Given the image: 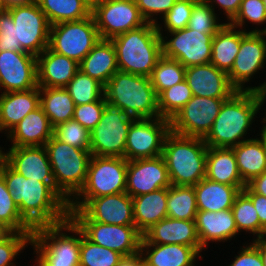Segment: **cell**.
Masks as SVG:
<instances>
[{
    "instance_id": "cell-52",
    "label": "cell",
    "mask_w": 266,
    "mask_h": 266,
    "mask_svg": "<svg viewBox=\"0 0 266 266\" xmlns=\"http://www.w3.org/2000/svg\"><path fill=\"white\" fill-rule=\"evenodd\" d=\"M237 254L228 266H264L259 250L251 242L240 246Z\"/></svg>"
},
{
    "instance_id": "cell-26",
    "label": "cell",
    "mask_w": 266,
    "mask_h": 266,
    "mask_svg": "<svg viewBox=\"0 0 266 266\" xmlns=\"http://www.w3.org/2000/svg\"><path fill=\"white\" fill-rule=\"evenodd\" d=\"M54 128L41 106L29 112L7 135L11 145L45 146L53 136Z\"/></svg>"
},
{
    "instance_id": "cell-29",
    "label": "cell",
    "mask_w": 266,
    "mask_h": 266,
    "mask_svg": "<svg viewBox=\"0 0 266 266\" xmlns=\"http://www.w3.org/2000/svg\"><path fill=\"white\" fill-rule=\"evenodd\" d=\"M206 178L213 182L236 186L241 191L246 186L238 172L232 148L208 147Z\"/></svg>"
},
{
    "instance_id": "cell-34",
    "label": "cell",
    "mask_w": 266,
    "mask_h": 266,
    "mask_svg": "<svg viewBox=\"0 0 266 266\" xmlns=\"http://www.w3.org/2000/svg\"><path fill=\"white\" fill-rule=\"evenodd\" d=\"M241 42V29L228 22L212 39V57L210 63L228 73L234 64Z\"/></svg>"
},
{
    "instance_id": "cell-12",
    "label": "cell",
    "mask_w": 266,
    "mask_h": 266,
    "mask_svg": "<svg viewBox=\"0 0 266 266\" xmlns=\"http://www.w3.org/2000/svg\"><path fill=\"white\" fill-rule=\"evenodd\" d=\"M213 37L188 27L167 32V36H161L163 56L179 61L185 68L209 64Z\"/></svg>"
},
{
    "instance_id": "cell-14",
    "label": "cell",
    "mask_w": 266,
    "mask_h": 266,
    "mask_svg": "<svg viewBox=\"0 0 266 266\" xmlns=\"http://www.w3.org/2000/svg\"><path fill=\"white\" fill-rule=\"evenodd\" d=\"M16 26L17 43L34 56H39L49 45L50 23L38 3L14 5L7 9Z\"/></svg>"
},
{
    "instance_id": "cell-57",
    "label": "cell",
    "mask_w": 266,
    "mask_h": 266,
    "mask_svg": "<svg viewBox=\"0 0 266 266\" xmlns=\"http://www.w3.org/2000/svg\"><path fill=\"white\" fill-rule=\"evenodd\" d=\"M252 244L259 250L263 265L266 266V232L258 238H253Z\"/></svg>"
},
{
    "instance_id": "cell-17",
    "label": "cell",
    "mask_w": 266,
    "mask_h": 266,
    "mask_svg": "<svg viewBox=\"0 0 266 266\" xmlns=\"http://www.w3.org/2000/svg\"><path fill=\"white\" fill-rule=\"evenodd\" d=\"M72 221L135 225L132 197L124 193L89 199L79 210H69Z\"/></svg>"
},
{
    "instance_id": "cell-31",
    "label": "cell",
    "mask_w": 266,
    "mask_h": 266,
    "mask_svg": "<svg viewBox=\"0 0 266 266\" xmlns=\"http://www.w3.org/2000/svg\"><path fill=\"white\" fill-rule=\"evenodd\" d=\"M132 200L134 224L142 235L167 217V188L132 197Z\"/></svg>"
},
{
    "instance_id": "cell-55",
    "label": "cell",
    "mask_w": 266,
    "mask_h": 266,
    "mask_svg": "<svg viewBox=\"0 0 266 266\" xmlns=\"http://www.w3.org/2000/svg\"><path fill=\"white\" fill-rule=\"evenodd\" d=\"M255 193L266 197V171L247 184Z\"/></svg>"
},
{
    "instance_id": "cell-32",
    "label": "cell",
    "mask_w": 266,
    "mask_h": 266,
    "mask_svg": "<svg viewBox=\"0 0 266 266\" xmlns=\"http://www.w3.org/2000/svg\"><path fill=\"white\" fill-rule=\"evenodd\" d=\"M194 189L198 211L211 212L231 209L241 192L236 186L213 182L206 177L198 182Z\"/></svg>"
},
{
    "instance_id": "cell-22",
    "label": "cell",
    "mask_w": 266,
    "mask_h": 266,
    "mask_svg": "<svg viewBox=\"0 0 266 266\" xmlns=\"http://www.w3.org/2000/svg\"><path fill=\"white\" fill-rule=\"evenodd\" d=\"M141 244H180L193 247L201 256L202 250L195 220L165 217L148 229Z\"/></svg>"
},
{
    "instance_id": "cell-11",
    "label": "cell",
    "mask_w": 266,
    "mask_h": 266,
    "mask_svg": "<svg viewBox=\"0 0 266 266\" xmlns=\"http://www.w3.org/2000/svg\"><path fill=\"white\" fill-rule=\"evenodd\" d=\"M91 14L100 38L104 40H111L147 23L135 0H96Z\"/></svg>"
},
{
    "instance_id": "cell-42",
    "label": "cell",
    "mask_w": 266,
    "mask_h": 266,
    "mask_svg": "<svg viewBox=\"0 0 266 266\" xmlns=\"http://www.w3.org/2000/svg\"><path fill=\"white\" fill-rule=\"evenodd\" d=\"M231 210L238 234L245 231V234L247 232L256 235V238L260 237V222L257 211L250 197L243 190L237 195Z\"/></svg>"
},
{
    "instance_id": "cell-60",
    "label": "cell",
    "mask_w": 266,
    "mask_h": 266,
    "mask_svg": "<svg viewBox=\"0 0 266 266\" xmlns=\"http://www.w3.org/2000/svg\"><path fill=\"white\" fill-rule=\"evenodd\" d=\"M35 0H5L8 7L14 6V5H26L33 3Z\"/></svg>"
},
{
    "instance_id": "cell-13",
    "label": "cell",
    "mask_w": 266,
    "mask_h": 266,
    "mask_svg": "<svg viewBox=\"0 0 266 266\" xmlns=\"http://www.w3.org/2000/svg\"><path fill=\"white\" fill-rule=\"evenodd\" d=\"M170 131V120L166 118L134 119L126 138L125 159L131 161L161 156Z\"/></svg>"
},
{
    "instance_id": "cell-1",
    "label": "cell",
    "mask_w": 266,
    "mask_h": 266,
    "mask_svg": "<svg viewBox=\"0 0 266 266\" xmlns=\"http://www.w3.org/2000/svg\"><path fill=\"white\" fill-rule=\"evenodd\" d=\"M0 173L21 217L33 229L59 224L69 218L68 203L48 183L25 178L6 162Z\"/></svg>"
},
{
    "instance_id": "cell-23",
    "label": "cell",
    "mask_w": 266,
    "mask_h": 266,
    "mask_svg": "<svg viewBox=\"0 0 266 266\" xmlns=\"http://www.w3.org/2000/svg\"><path fill=\"white\" fill-rule=\"evenodd\" d=\"M185 80L192 94L199 97L230 98L237 91L228 73L211 63L186 67Z\"/></svg>"
},
{
    "instance_id": "cell-30",
    "label": "cell",
    "mask_w": 266,
    "mask_h": 266,
    "mask_svg": "<svg viewBox=\"0 0 266 266\" xmlns=\"http://www.w3.org/2000/svg\"><path fill=\"white\" fill-rule=\"evenodd\" d=\"M79 70L105 86L119 70L115 47L111 40L100 39L79 63Z\"/></svg>"
},
{
    "instance_id": "cell-66",
    "label": "cell",
    "mask_w": 266,
    "mask_h": 266,
    "mask_svg": "<svg viewBox=\"0 0 266 266\" xmlns=\"http://www.w3.org/2000/svg\"><path fill=\"white\" fill-rule=\"evenodd\" d=\"M261 32L266 34V27H263V29H261Z\"/></svg>"
},
{
    "instance_id": "cell-68",
    "label": "cell",
    "mask_w": 266,
    "mask_h": 266,
    "mask_svg": "<svg viewBox=\"0 0 266 266\" xmlns=\"http://www.w3.org/2000/svg\"><path fill=\"white\" fill-rule=\"evenodd\" d=\"M264 2V5H265V9H266V0H262Z\"/></svg>"
},
{
    "instance_id": "cell-54",
    "label": "cell",
    "mask_w": 266,
    "mask_h": 266,
    "mask_svg": "<svg viewBox=\"0 0 266 266\" xmlns=\"http://www.w3.org/2000/svg\"><path fill=\"white\" fill-rule=\"evenodd\" d=\"M208 3L214 11L216 6L226 15L228 23L236 16L239 11L242 0H204Z\"/></svg>"
},
{
    "instance_id": "cell-51",
    "label": "cell",
    "mask_w": 266,
    "mask_h": 266,
    "mask_svg": "<svg viewBox=\"0 0 266 266\" xmlns=\"http://www.w3.org/2000/svg\"><path fill=\"white\" fill-rule=\"evenodd\" d=\"M175 2L176 0H135V3L145 21L155 25L159 22L158 15L159 20L160 17L162 19Z\"/></svg>"
},
{
    "instance_id": "cell-21",
    "label": "cell",
    "mask_w": 266,
    "mask_h": 266,
    "mask_svg": "<svg viewBox=\"0 0 266 266\" xmlns=\"http://www.w3.org/2000/svg\"><path fill=\"white\" fill-rule=\"evenodd\" d=\"M5 162L25 178L48 183L67 203L69 200L56 188L51 164L44 146H11Z\"/></svg>"
},
{
    "instance_id": "cell-62",
    "label": "cell",
    "mask_w": 266,
    "mask_h": 266,
    "mask_svg": "<svg viewBox=\"0 0 266 266\" xmlns=\"http://www.w3.org/2000/svg\"><path fill=\"white\" fill-rule=\"evenodd\" d=\"M260 132H261V133H259V135H257V136H260V135H261L260 138H261L262 144H263L264 149H265V154H266V131H264V130L261 128Z\"/></svg>"
},
{
    "instance_id": "cell-6",
    "label": "cell",
    "mask_w": 266,
    "mask_h": 266,
    "mask_svg": "<svg viewBox=\"0 0 266 266\" xmlns=\"http://www.w3.org/2000/svg\"><path fill=\"white\" fill-rule=\"evenodd\" d=\"M44 147L55 186L70 201L85 183L91 152L64 143L54 135Z\"/></svg>"
},
{
    "instance_id": "cell-28",
    "label": "cell",
    "mask_w": 266,
    "mask_h": 266,
    "mask_svg": "<svg viewBox=\"0 0 266 266\" xmlns=\"http://www.w3.org/2000/svg\"><path fill=\"white\" fill-rule=\"evenodd\" d=\"M145 266H196L203 258L193 247L180 244H140Z\"/></svg>"
},
{
    "instance_id": "cell-9",
    "label": "cell",
    "mask_w": 266,
    "mask_h": 266,
    "mask_svg": "<svg viewBox=\"0 0 266 266\" xmlns=\"http://www.w3.org/2000/svg\"><path fill=\"white\" fill-rule=\"evenodd\" d=\"M95 20L89 17L51 25L48 47L80 63L100 40Z\"/></svg>"
},
{
    "instance_id": "cell-64",
    "label": "cell",
    "mask_w": 266,
    "mask_h": 266,
    "mask_svg": "<svg viewBox=\"0 0 266 266\" xmlns=\"http://www.w3.org/2000/svg\"><path fill=\"white\" fill-rule=\"evenodd\" d=\"M8 9V6L5 2V0H0V12L5 11Z\"/></svg>"
},
{
    "instance_id": "cell-48",
    "label": "cell",
    "mask_w": 266,
    "mask_h": 266,
    "mask_svg": "<svg viewBox=\"0 0 266 266\" xmlns=\"http://www.w3.org/2000/svg\"><path fill=\"white\" fill-rule=\"evenodd\" d=\"M34 232H11L0 240V266H16L15 260L19 253H23L32 244ZM14 261V262H13Z\"/></svg>"
},
{
    "instance_id": "cell-36",
    "label": "cell",
    "mask_w": 266,
    "mask_h": 266,
    "mask_svg": "<svg viewBox=\"0 0 266 266\" xmlns=\"http://www.w3.org/2000/svg\"><path fill=\"white\" fill-rule=\"evenodd\" d=\"M50 25L79 21L91 15L92 4L88 0H35Z\"/></svg>"
},
{
    "instance_id": "cell-25",
    "label": "cell",
    "mask_w": 266,
    "mask_h": 266,
    "mask_svg": "<svg viewBox=\"0 0 266 266\" xmlns=\"http://www.w3.org/2000/svg\"><path fill=\"white\" fill-rule=\"evenodd\" d=\"M197 234L202 248L211 242H227L238 235V230L231 209L214 211H198L195 218Z\"/></svg>"
},
{
    "instance_id": "cell-63",
    "label": "cell",
    "mask_w": 266,
    "mask_h": 266,
    "mask_svg": "<svg viewBox=\"0 0 266 266\" xmlns=\"http://www.w3.org/2000/svg\"><path fill=\"white\" fill-rule=\"evenodd\" d=\"M2 147H0V171L3 163L5 162V152L2 151Z\"/></svg>"
},
{
    "instance_id": "cell-39",
    "label": "cell",
    "mask_w": 266,
    "mask_h": 266,
    "mask_svg": "<svg viewBox=\"0 0 266 266\" xmlns=\"http://www.w3.org/2000/svg\"><path fill=\"white\" fill-rule=\"evenodd\" d=\"M65 88L75 105L89 104L104 97V86L81 70L76 72Z\"/></svg>"
},
{
    "instance_id": "cell-8",
    "label": "cell",
    "mask_w": 266,
    "mask_h": 266,
    "mask_svg": "<svg viewBox=\"0 0 266 266\" xmlns=\"http://www.w3.org/2000/svg\"><path fill=\"white\" fill-rule=\"evenodd\" d=\"M31 246L52 266H79L80 228L70 217L59 224L40 226L34 229Z\"/></svg>"
},
{
    "instance_id": "cell-18",
    "label": "cell",
    "mask_w": 266,
    "mask_h": 266,
    "mask_svg": "<svg viewBox=\"0 0 266 266\" xmlns=\"http://www.w3.org/2000/svg\"><path fill=\"white\" fill-rule=\"evenodd\" d=\"M93 243L129 256L140 252L143 235L135 225L104 224L96 221H74Z\"/></svg>"
},
{
    "instance_id": "cell-67",
    "label": "cell",
    "mask_w": 266,
    "mask_h": 266,
    "mask_svg": "<svg viewBox=\"0 0 266 266\" xmlns=\"http://www.w3.org/2000/svg\"><path fill=\"white\" fill-rule=\"evenodd\" d=\"M91 4H93L96 0H88Z\"/></svg>"
},
{
    "instance_id": "cell-15",
    "label": "cell",
    "mask_w": 266,
    "mask_h": 266,
    "mask_svg": "<svg viewBox=\"0 0 266 266\" xmlns=\"http://www.w3.org/2000/svg\"><path fill=\"white\" fill-rule=\"evenodd\" d=\"M229 98L193 97L170 120L171 131L204 138L211 130L225 100Z\"/></svg>"
},
{
    "instance_id": "cell-56",
    "label": "cell",
    "mask_w": 266,
    "mask_h": 266,
    "mask_svg": "<svg viewBox=\"0 0 266 266\" xmlns=\"http://www.w3.org/2000/svg\"><path fill=\"white\" fill-rule=\"evenodd\" d=\"M116 266H145L141 252L133 255L123 256Z\"/></svg>"
},
{
    "instance_id": "cell-44",
    "label": "cell",
    "mask_w": 266,
    "mask_h": 266,
    "mask_svg": "<svg viewBox=\"0 0 266 266\" xmlns=\"http://www.w3.org/2000/svg\"><path fill=\"white\" fill-rule=\"evenodd\" d=\"M204 0H196L188 22V28L215 35L225 23H220L217 13Z\"/></svg>"
},
{
    "instance_id": "cell-40",
    "label": "cell",
    "mask_w": 266,
    "mask_h": 266,
    "mask_svg": "<svg viewBox=\"0 0 266 266\" xmlns=\"http://www.w3.org/2000/svg\"><path fill=\"white\" fill-rule=\"evenodd\" d=\"M123 256L90 241L80 229L79 266H116Z\"/></svg>"
},
{
    "instance_id": "cell-45",
    "label": "cell",
    "mask_w": 266,
    "mask_h": 266,
    "mask_svg": "<svg viewBox=\"0 0 266 266\" xmlns=\"http://www.w3.org/2000/svg\"><path fill=\"white\" fill-rule=\"evenodd\" d=\"M249 22L257 25L256 29L247 31L244 27ZM229 24L245 32H261V29H258V25L263 26L266 24L264 2L262 0H242L238 13Z\"/></svg>"
},
{
    "instance_id": "cell-43",
    "label": "cell",
    "mask_w": 266,
    "mask_h": 266,
    "mask_svg": "<svg viewBox=\"0 0 266 266\" xmlns=\"http://www.w3.org/2000/svg\"><path fill=\"white\" fill-rule=\"evenodd\" d=\"M0 221L12 232H34V229L21 217L3 175L0 173Z\"/></svg>"
},
{
    "instance_id": "cell-5",
    "label": "cell",
    "mask_w": 266,
    "mask_h": 266,
    "mask_svg": "<svg viewBox=\"0 0 266 266\" xmlns=\"http://www.w3.org/2000/svg\"><path fill=\"white\" fill-rule=\"evenodd\" d=\"M207 149L203 138L170 131L164 141L162 156L171 184L195 186L205 178Z\"/></svg>"
},
{
    "instance_id": "cell-46",
    "label": "cell",
    "mask_w": 266,
    "mask_h": 266,
    "mask_svg": "<svg viewBox=\"0 0 266 266\" xmlns=\"http://www.w3.org/2000/svg\"><path fill=\"white\" fill-rule=\"evenodd\" d=\"M53 135L58 140L73 147L90 150V131L74 119H70L54 127Z\"/></svg>"
},
{
    "instance_id": "cell-50",
    "label": "cell",
    "mask_w": 266,
    "mask_h": 266,
    "mask_svg": "<svg viewBox=\"0 0 266 266\" xmlns=\"http://www.w3.org/2000/svg\"><path fill=\"white\" fill-rule=\"evenodd\" d=\"M24 51L17 43L16 26L8 10L0 12V52Z\"/></svg>"
},
{
    "instance_id": "cell-65",
    "label": "cell",
    "mask_w": 266,
    "mask_h": 266,
    "mask_svg": "<svg viewBox=\"0 0 266 266\" xmlns=\"http://www.w3.org/2000/svg\"><path fill=\"white\" fill-rule=\"evenodd\" d=\"M266 110V109H265ZM265 114V116H266V112L264 113ZM263 123V126H262V129L264 130V131H266V117H264V119L262 118V121H261V124ZM265 123V124H264Z\"/></svg>"
},
{
    "instance_id": "cell-4",
    "label": "cell",
    "mask_w": 266,
    "mask_h": 266,
    "mask_svg": "<svg viewBox=\"0 0 266 266\" xmlns=\"http://www.w3.org/2000/svg\"><path fill=\"white\" fill-rule=\"evenodd\" d=\"M106 103L135 119L159 118L158 97L150 77L117 71L104 86Z\"/></svg>"
},
{
    "instance_id": "cell-10",
    "label": "cell",
    "mask_w": 266,
    "mask_h": 266,
    "mask_svg": "<svg viewBox=\"0 0 266 266\" xmlns=\"http://www.w3.org/2000/svg\"><path fill=\"white\" fill-rule=\"evenodd\" d=\"M134 119L123 110L107 104L101 120L90 131L91 155L125 158L126 138Z\"/></svg>"
},
{
    "instance_id": "cell-24",
    "label": "cell",
    "mask_w": 266,
    "mask_h": 266,
    "mask_svg": "<svg viewBox=\"0 0 266 266\" xmlns=\"http://www.w3.org/2000/svg\"><path fill=\"white\" fill-rule=\"evenodd\" d=\"M78 70L79 63L75 60L47 47L37 56L38 87H66Z\"/></svg>"
},
{
    "instance_id": "cell-49",
    "label": "cell",
    "mask_w": 266,
    "mask_h": 266,
    "mask_svg": "<svg viewBox=\"0 0 266 266\" xmlns=\"http://www.w3.org/2000/svg\"><path fill=\"white\" fill-rule=\"evenodd\" d=\"M106 105L105 97L89 104L75 105L73 119L79 122L84 128L91 131L101 120Z\"/></svg>"
},
{
    "instance_id": "cell-7",
    "label": "cell",
    "mask_w": 266,
    "mask_h": 266,
    "mask_svg": "<svg viewBox=\"0 0 266 266\" xmlns=\"http://www.w3.org/2000/svg\"><path fill=\"white\" fill-rule=\"evenodd\" d=\"M127 160L92 155L80 191L69 201V210H79L89 199L126 192Z\"/></svg>"
},
{
    "instance_id": "cell-47",
    "label": "cell",
    "mask_w": 266,
    "mask_h": 266,
    "mask_svg": "<svg viewBox=\"0 0 266 266\" xmlns=\"http://www.w3.org/2000/svg\"><path fill=\"white\" fill-rule=\"evenodd\" d=\"M196 0H176L175 4L161 19L163 25L158 23L157 29L161 36H164V31L173 32L184 29L188 26L189 19ZM164 27H162V26Z\"/></svg>"
},
{
    "instance_id": "cell-33",
    "label": "cell",
    "mask_w": 266,
    "mask_h": 266,
    "mask_svg": "<svg viewBox=\"0 0 266 266\" xmlns=\"http://www.w3.org/2000/svg\"><path fill=\"white\" fill-rule=\"evenodd\" d=\"M232 149L238 172L246 185L266 171V154L260 137H250Z\"/></svg>"
},
{
    "instance_id": "cell-41",
    "label": "cell",
    "mask_w": 266,
    "mask_h": 266,
    "mask_svg": "<svg viewBox=\"0 0 266 266\" xmlns=\"http://www.w3.org/2000/svg\"><path fill=\"white\" fill-rule=\"evenodd\" d=\"M160 117L171 120L193 97L192 90L186 80L162 91L158 96Z\"/></svg>"
},
{
    "instance_id": "cell-58",
    "label": "cell",
    "mask_w": 266,
    "mask_h": 266,
    "mask_svg": "<svg viewBox=\"0 0 266 266\" xmlns=\"http://www.w3.org/2000/svg\"><path fill=\"white\" fill-rule=\"evenodd\" d=\"M251 91L259 93L260 106H261V109L264 110V108L262 107L264 106V103L266 102V80L265 82H263V84L261 83L259 86L251 87Z\"/></svg>"
},
{
    "instance_id": "cell-16",
    "label": "cell",
    "mask_w": 266,
    "mask_h": 266,
    "mask_svg": "<svg viewBox=\"0 0 266 266\" xmlns=\"http://www.w3.org/2000/svg\"><path fill=\"white\" fill-rule=\"evenodd\" d=\"M266 34L263 32H245L241 30L239 51L232 69L228 72L231 85L237 91H251L245 84L255 78L254 75L265 69ZM245 87V88H244Z\"/></svg>"
},
{
    "instance_id": "cell-53",
    "label": "cell",
    "mask_w": 266,
    "mask_h": 266,
    "mask_svg": "<svg viewBox=\"0 0 266 266\" xmlns=\"http://www.w3.org/2000/svg\"><path fill=\"white\" fill-rule=\"evenodd\" d=\"M243 191L250 197L259 217L260 236L266 232V197L255 193L248 185Z\"/></svg>"
},
{
    "instance_id": "cell-27",
    "label": "cell",
    "mask_w": 266,
    "mask_h": 266,
    "mask_svg": "<svg viewBox=\"0 0 266 266\" xmlns=\"http://www.w3.org/2000/svg\"><path fill=\"white\" fill-rule=\"evenodd\" d=\"M39 106L38 86L27 91L1 93L0 132L7 135L29 112Z\"/></svg>"
},
{
    "instance_id": "cell-2",
    "label": "cell",
    "mask_w": 266,
    "mask_h": 266,
    "mask_svg": "<svg viewBox=\"0 0 266 266\" xmlns=\"http://www.w3.org/2000/svg\"><path fill=\"white\" fill-rule=\"evenodd\" d=\"M259 110L258 92L236 91L223 102L211 130L203 138L207 147L232 148L247 140L246 134L252 131Z\"/></svg>"
},
{
    "instance_id": "cell-37",
    "label": "cell",
    "mask_w": 266,
    "mask_h": 266,
    "mask_svg": "<svg viewBox=\"0 0 266 266\" xmlns=\"http://www.w3.org/2000/svg\"><path fill=\"white\" fill-rule=\"evenodd\" d=\"M197 212L194 186L171 185L167 188V217L195 220Z\"/></svg>"
},
{
    "instance_id": "cell-38",
    "label": "cell",
    "mask_w": 266,
    "mask_h": 266,
    "mask_svg": "<svg viewBox=\"0 0 266 266\" xmlns=\"http://www.w3.org/2000/svg\"><path fill=\"white\" fill-rule=\"evenodd\" d=\"M185 71L179 61L162 56L150 76L156 95L185 80Z\"/></svg>"
},
{
    "instance_id": "cell-3",
    "label": "cell",
    "mask_w": 266,
    "mask_h": 266,
    "mask_svg": "<svg viewBox=\"0 0 266 266\" xmlns=\"http://www.w3.org/2000/svg\"><path fill=\"white\" fill-rule=\"evenodd\" d=\"M111 42L121 72L150 77L163 56L161 35L152 23L118 35Z\"/></svg>"
},
{
    "instance_id": "cell-59",
    "label": "cell",
    "mask_w": 266,
    "mask_h": 266,
    "mask_svg": "<svg viewBox=\"0 0 266 266\" xmlns=\"http://www.w3.org/2000/svg\"><path fill=\"white\" fill-rule=\"evenodd\" d=\"M34 250V253L36 255L35 261L37 262L34 266H52L37 250ZM32 266V265H31Z\"/></svg>"
},
{
    "instance_id": "cell-20",
    "label": "cell",
    "mask_w": 266,
    "mask_h": 266,
    "mask_svg": "<svg viewBox=\"0 0 266 266\" xmlns=\"http://www.w3.org/2000/svg\"><path fill=\"white\" fill-rule=\"evenodd\" d=\"M168 169L163 156L127 161L126 193L140 196L170 187Z\"/></svg>"
},
{
    "instance_id": "cell-61",
    "label": "cell",
    "mask_w": 266,
    "mask_h": 266,
    "mask_svg": "<svg viewBox=\"0 0 266 266\" xmlns=\"http://www.w3.org/2000/svg\"><path fill=\"white\" fill-rule=\"evenodd\" d=\"M12 231L0 221V240L8 236Z\"/></svg>"
},
{
    "instance_id": "cell-35",
    "label": "cell",
    "mask_w": 266,
    "mask_h": 266,
    "mask_svg": "<svg viewBox=\"0 0 266 266\" xmlns=\"http://www.w3.org/2000/svg\"><path fill=\"white\" fill-rule=\"evenodd\" d=\"M39 94L40 106L53 128L73 119L75 103L65 87H39Z\"/></svg>"
},
{
    "instance_id": "cell-19",
    "label": "cell",
    "mask_w": 266,
    "mask_h": 266,
    "mask_svg": "<svg viewBox=\"0 0 266 266\" xmlns=\"http://www.w3.org/2000/svg\"><path fill=\"white\" fill-rule=\"evenodd\" d=\"M37 86L36 56L25 51L0 52V90L3 91L2 93L27 91Z\"/></svg>"
}]
</instances>
